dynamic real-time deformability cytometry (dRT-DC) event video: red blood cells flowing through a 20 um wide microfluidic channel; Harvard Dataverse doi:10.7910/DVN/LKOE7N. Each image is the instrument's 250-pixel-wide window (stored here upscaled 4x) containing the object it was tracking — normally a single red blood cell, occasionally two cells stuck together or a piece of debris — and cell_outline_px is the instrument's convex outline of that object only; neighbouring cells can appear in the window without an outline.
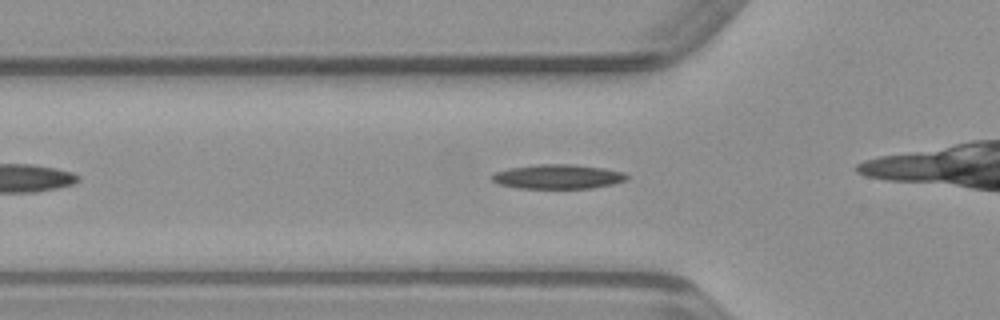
{"species": "common noctule bat (a hibernating species)", "species_latin": "Nyctalus noctula", "temperature_condition": "warm", "stored_images_in_passage": 27, "camera_frame_rate_fps": 3000, "um_per_image_px": 0.085, "animal": {"sex": "male", "body_mass_g": 23.1, "forearm_length_mm": 52.7}, "frame": {"image": 1, "passage_image": 5, "time_ms": 1.333, "image_size_px": [1000, 320], "cell_outline_px": [[628, 180], [612, 184], [592, 188], [516, 188], [500, 184], [492, 180], [492, 172], [508, 168], [536, 164], [572, 164], [604, 168], [624, 172], [628, 176]], "centroid_in_image_um": [47.41, 15.01], "position_along_channel_um": 78.4, "area_um2": 19.31}}
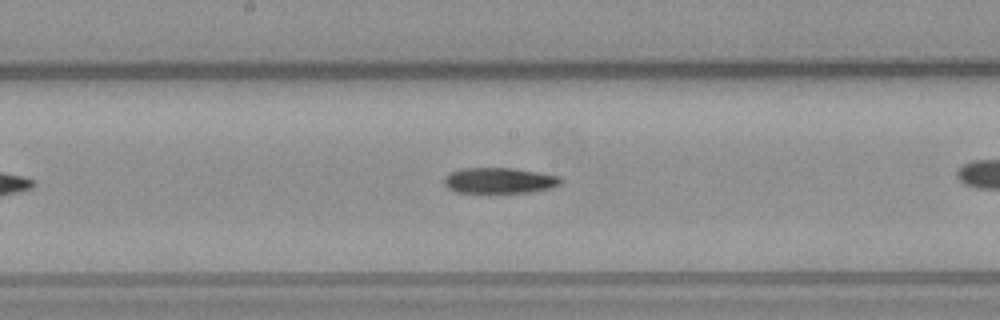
{"frame": {"image": 2, "passage_image": 14, "time_ms": 4.333, "image_size_px": [1000, 320], "cell_outline_px": [[564, 180], [560, 184], [552, 188], [528, 192], [456, 192], [448, 188], [444, 184], [444, 176], [460, 168], [512, 168], [560, 176]], "centroid_in_image_um": [42.45, 15.34], "position_along_channel_um": 205.7, "area_um2": 17.4}}
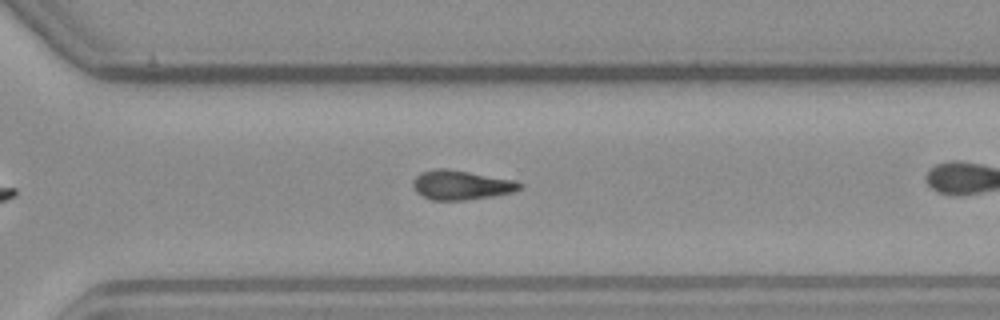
{"frame": {"image": 3, "passage_image": 23, "time_ms": 7.333, "image_size_px": [1000, 320], "cell_outline_px": [[524, 184], [520, 188], [512, 192], [492, 196], [464, 200], [432, 200], [416, 192], [412, 184], [412, 180], [420, 172], [436, 168], [448, 168], [516, 180]], "centroid_in_image_um": [39.19, 15.71], "position_along_channel_um": 331.4, "area_um2": 18.38}}